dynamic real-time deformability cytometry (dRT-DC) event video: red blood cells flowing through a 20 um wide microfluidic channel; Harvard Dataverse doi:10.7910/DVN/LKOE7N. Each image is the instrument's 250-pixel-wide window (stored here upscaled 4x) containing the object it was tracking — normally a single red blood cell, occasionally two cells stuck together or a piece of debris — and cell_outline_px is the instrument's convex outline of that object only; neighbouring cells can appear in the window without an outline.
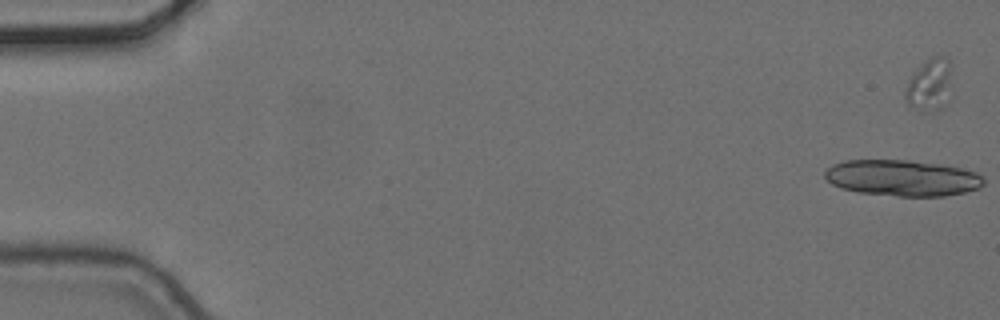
{"species": "common noctule bat (a hibernating species)", "species_latin": "Nyctalus noctula", "temperature_condition": "cold", "stored_images_in_passage": 3, "camera_frame_rate_fps": 3000, "um_per_image_px": 0.085, "animal": {"sex": "female", "body_mass_g": 24.6, "forearm_length_mm": 56.2}, "frame": {"image": 1, "passage_image": 1, "time_ms": 0.0, "image_size_px": [1000, 320], "cell_outline_px": [[984, 184], [980, 188], [964, 192], [944, 196], [896, 196], [860, 192], [840, 188], [832, 184], [824, 176], [824, 172], [832, 164], [844, 160], [908, 160], [940, 164], [964, 168], [976, 172], [984, 180]], "centroid_in_image_um": [76.7, 15.12], "position_along_channel_um": 8.3, "area_um2": 33.52}}